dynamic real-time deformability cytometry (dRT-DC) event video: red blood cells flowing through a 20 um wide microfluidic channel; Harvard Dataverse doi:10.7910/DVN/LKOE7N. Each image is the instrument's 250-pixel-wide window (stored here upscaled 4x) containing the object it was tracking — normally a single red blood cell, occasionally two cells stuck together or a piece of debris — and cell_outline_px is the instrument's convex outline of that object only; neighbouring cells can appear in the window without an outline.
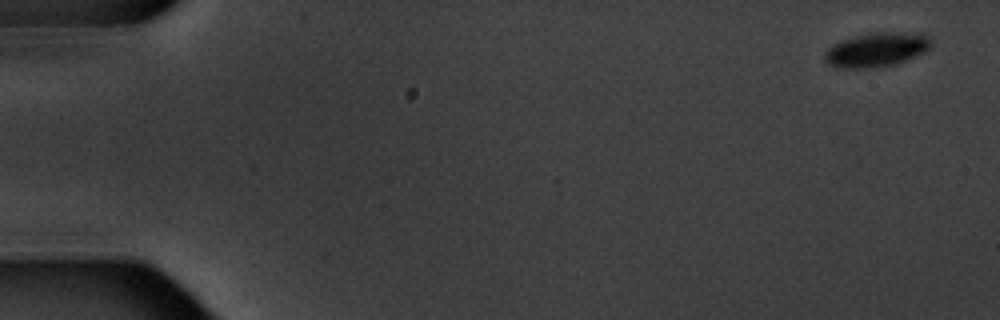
{"species": "common noctule bat (a hibernating species)", "species_latin": "Nyctalus noctula", "temperature_condition": "warm", "stored_images_in_passage": 6, "camera_frame_rate_fps": 3000, "um_per_image_px": 0.085, "animal": {"sex": "male", "body_mass_g": 20.1, "forearm_length_mm": 53.5}, "frame": {"image": 1, "passage_image": 1, "time_ms": 0.0, "image_size_px": [1000, 320], "cell_outline_px": [[928, 48], [924, 52], [916, 56], [896, 64], [876, 68], [836, 68], [828, 64], [824, 60], [824, 52], [828, 48], [844, 40], [856, 36], [872, 32], [924, 32], [928, 36]], "centroid_in_image_um": [74.5, 4.23], "position_along_channel_um": 10.5, "area_um2": 21.27}}
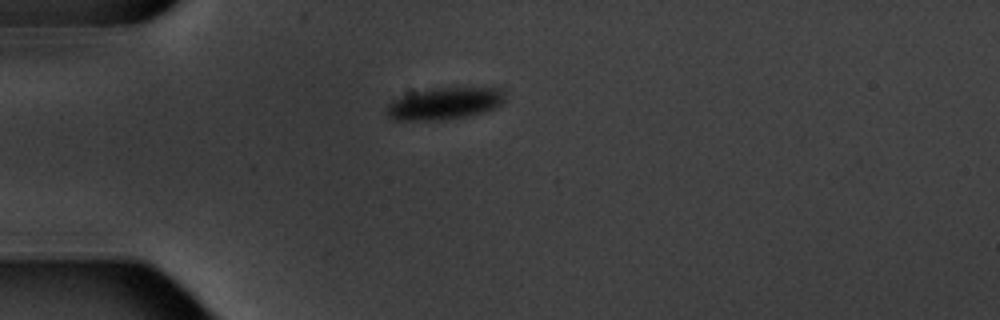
{"frame": {"image": 2, "passage_image": 5, "time_ms": 4.667, "image_size_px": [1000, 320], "cell_outline_px": [[504, 100], [496, 108], [484, 112], [468, 116], [440, 120], [396, 120], [388, 116], [388, 104], [392, 100], [400, 96], [432, 88], [504, 88]], "centroid_in_image_um": [37.82, 8.8], "position_along_channel_um": 47.2, "area_um2": 21.91}}